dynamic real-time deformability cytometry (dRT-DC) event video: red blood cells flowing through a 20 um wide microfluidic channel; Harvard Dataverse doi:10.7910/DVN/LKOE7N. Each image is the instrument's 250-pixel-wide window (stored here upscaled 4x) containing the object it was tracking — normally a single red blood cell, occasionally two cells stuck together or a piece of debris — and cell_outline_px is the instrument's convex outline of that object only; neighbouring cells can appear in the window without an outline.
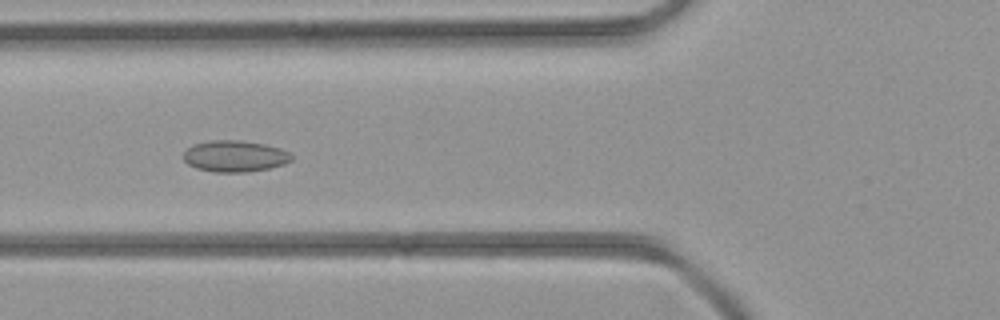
{"species": "common noctule bat (a hibernating species)", "species_latin": "Nyctalus noctula", "temperature_condition": "room temperature", "stored_images_in_passage": 9, "camera_frame_rate_fps": 3000, "um_per_image_px": 0.085, "animal": {"sex": "female", "body_mass_g": 21.9}, "frame": {"image": 1, "passage_image": 7, "time_ms": 2.0, "image_size_px": [1000, 320], "cell_outline_px": [[292, 160], [284, 164], [268, 168], [244, 172], [216, 172], [196, 168], [188, 164], [184, 160], [184, 152], [192, 144], [208, 140], [240, 140], [264, 144], [280, 148], [288, 152], [292, 156]], "centroid_in_image_um": [19.94, 13.26], "position_along_channel_um": 105.9, "area_um2": 19.71}}